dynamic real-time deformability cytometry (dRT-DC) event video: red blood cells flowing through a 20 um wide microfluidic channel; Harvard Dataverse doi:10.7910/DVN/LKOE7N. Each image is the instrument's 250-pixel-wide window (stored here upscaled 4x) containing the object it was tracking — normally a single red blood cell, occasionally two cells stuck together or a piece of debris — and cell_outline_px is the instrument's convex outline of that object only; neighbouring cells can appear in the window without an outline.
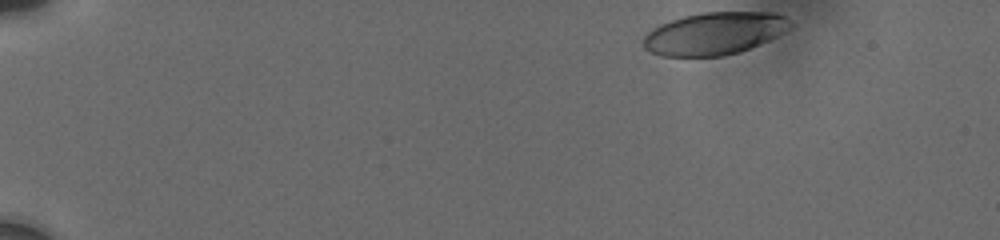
{"species": "human", "species_latin": "Homo sapiens", "temperature_condition": "cold", "stored_images_in_passage": 27, "camera_frame_rate_fps": 3000, "um_per_image_px": 0.085, "donor": {"sex": "male"}, "frame": {"image": 1, "passage_image": 1, "time_ms": 0.0, "image_size_px": [1000, 240], "cell_outline_px": [[796, 24], [792, 28], [768, 40], [740, 52], [724, 56], [660, 56], [644, 48], [644, 36], [652, 28], [660, 24], [684, 16], [704, 12], [776, 12], [788, 16]], "centroid_in_image_um": [60.8, 2.83], "position_along_channel_um": 24.2, "area_um2": 36.65}}
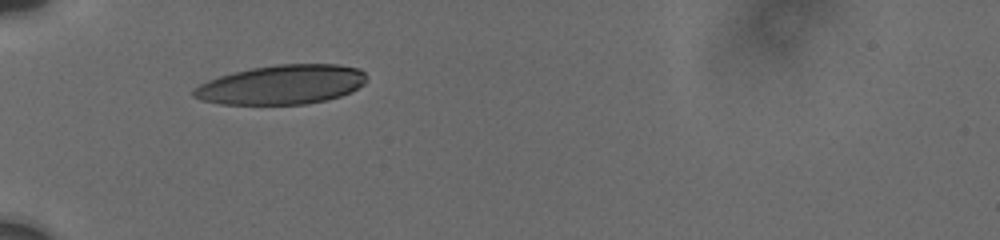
{"frame": {"image": 2, "passage_image": 20, "time_ms": 4.0, "image_size_px": [1000, 240], "cell_outline_px": [[368, 76], [364, 84], [352, 92], [340, 96], [308, 104], [220, 104], [200, 100], [192, 96], [192, 92], [200, 84], [208, 80], [220, 76], [252, 68], [276, 64], [336, 64], [360, 68]], "centroid_in_image_um": [23.98, 7.19], "position_along_channel_um": 61.0, "area_um2": 39.71}}
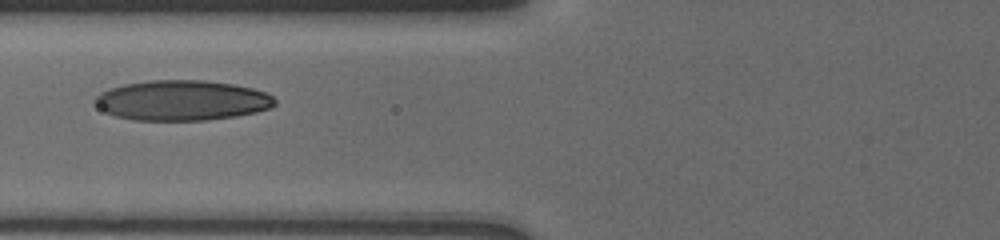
{"frame": {"image": 3, "passage_image": 26, "time_ms": 5.667, "image_size_px": [1000, 240], "cell_outline_px": [[276, 104], [268, 108], [256, 112], [236, 116], [208, 120], [132, 120], [116, 116], [100, 108], [92, 100], [100, 92], [124, 84], [152, 80], [204, 80], [232, 84], [252, 88], [264, 92], [272, 96], [276, 100]], "centroid_in_image_um": [15.47, 8.53], "position_along_channel_um": 110.3, "area_um2": 41.96}}